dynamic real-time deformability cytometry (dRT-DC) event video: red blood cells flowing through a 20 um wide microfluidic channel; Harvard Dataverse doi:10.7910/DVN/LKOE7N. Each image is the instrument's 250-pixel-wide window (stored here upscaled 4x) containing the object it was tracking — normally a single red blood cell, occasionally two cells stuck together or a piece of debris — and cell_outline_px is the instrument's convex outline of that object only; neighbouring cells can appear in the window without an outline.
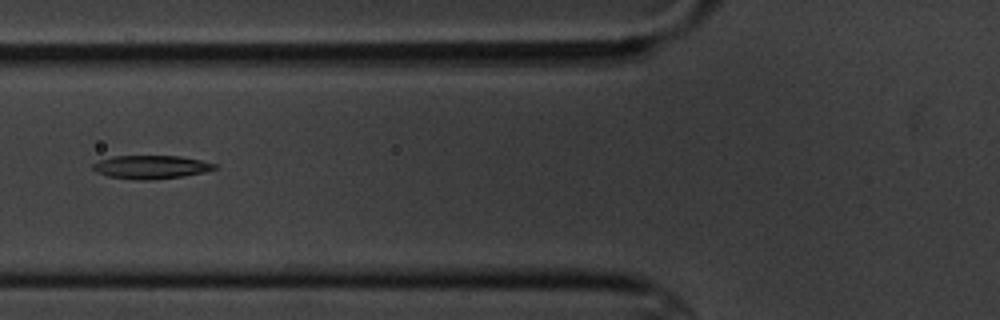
{"species": "common noctule bat (a hibernating species)", "species_latin": "Nyctalus noctula", "temperature_condition": "cold", "stored_images_in_passage": 7, "camera_frame_rate_fps": 3000, "um_per_image_px": 0.085, "animal": {"sex": "male", "body_mass_g": 20.1, "forearm_length_mm": 53.5}, "frame": {"image": 1, "passage_image": 6, "time_ms": 6.333, "image_size_px": [1000, 320], "cell_outline_px": [[216, 168], [204, 172], [184, 176], [152, 180], [144, 180], [108, 176], [96, 172], [92, 168], [92, 164], [100, 160], [112, 156], [180, 156], [200, 160], [216, 164]], "centroid_in_image_um": [12.82, 14.19], "position_along_channel_um": 113.0, "area_um2": 16.47}}
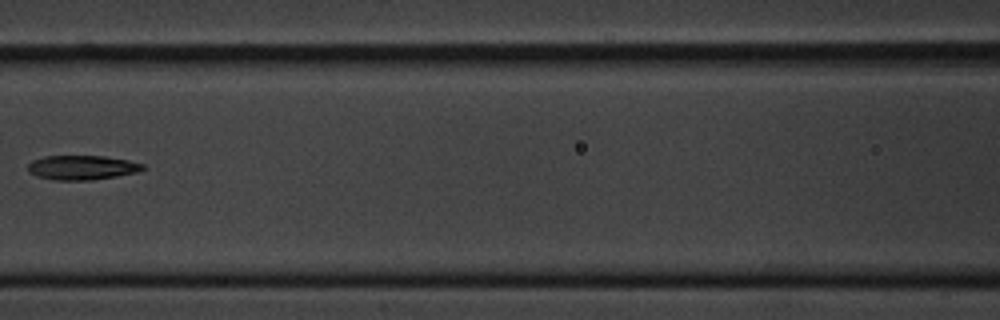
{"frame": {"image": 2, "passage_image": 7, "time_ms": 7.667, "image_size_px": [1000, 320], "cell_outline_px": [[144, 168], [136, 172], [116, 176], [92, 180], [52, 180], [36, 176], [28, 172], [28, 164], [32, 160], [44, 156], [104, 156], [128, 160], [144, 164]], "centroid_in_image_um": [6.92, 14.24], "position_along_channel_um": 159.7, "area_um2": 16.36}}